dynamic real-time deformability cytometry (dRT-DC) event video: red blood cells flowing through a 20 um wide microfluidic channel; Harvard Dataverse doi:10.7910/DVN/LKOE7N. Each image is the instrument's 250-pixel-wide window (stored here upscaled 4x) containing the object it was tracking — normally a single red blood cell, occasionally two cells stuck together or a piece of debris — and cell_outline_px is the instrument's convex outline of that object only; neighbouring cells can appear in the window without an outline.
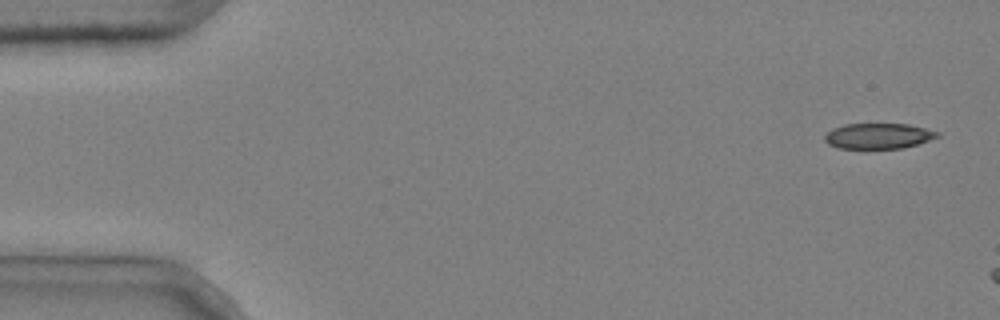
{"species": "common noctule bat (a hibernating species)", "species_latin": "Nyctalus noctula", "temperature_condition": "cold", "stored_images_in_passage": 3, "camera_frame_rate_fps": 3000, "um_per_image_px": 0.085, "animal": {"sex": "male", "body_mass_g": 20.4}, "frame": {"image": 1, "passage_image": 1, "time_ms": 0.0, "image_size_px": [1000, 320], "cell_outline_px": [[940, 136], [904, 148], [836, 148], [828, 144], [824, 140], [824, 136], [832, 128], [844, 124], [908, 124], [940, 132]], "centroid_in_image_um": [74.63, 11.55], "position_along_channel_um": 10.4, "area_um2": 16.7}}